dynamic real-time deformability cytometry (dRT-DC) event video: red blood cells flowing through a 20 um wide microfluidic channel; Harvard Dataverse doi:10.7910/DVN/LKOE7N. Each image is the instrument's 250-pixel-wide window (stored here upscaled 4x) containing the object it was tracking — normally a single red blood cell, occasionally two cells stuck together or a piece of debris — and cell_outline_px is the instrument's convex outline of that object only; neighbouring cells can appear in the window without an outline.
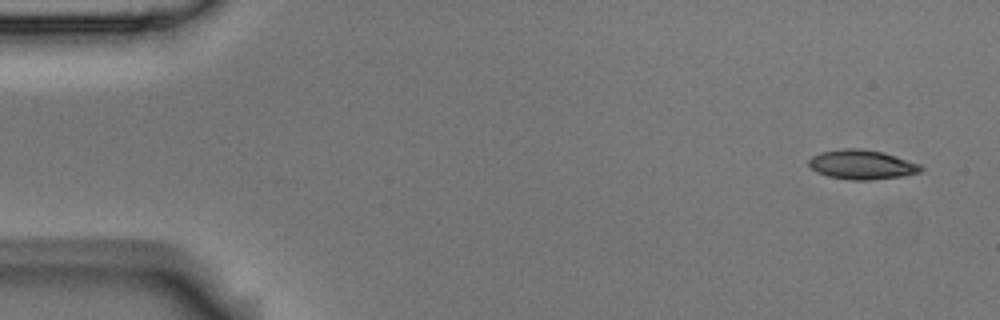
{"species": "Egyptian fruit bat (a non-hibernating species)", "species_latin": "Rousettus aegyptiacus", "temperature_condition": "room temperature", "stored_images_in_passage": 5, "camera_frame_rate_fps": 3000, "um_per_image_px": 0.085, "animal": {"sex": "male"}, "frame": {"image": 1, "passage_image": 1, "time_ms": 0.0, "image_size_px": [1000, 320], "cell_outline_px": [[924, 168], [920, 172], [900, 176], [872, 180], [852, 180], [828, 176], [816, 172], [808, 164], [808, 160], [812, 156], [820, 152], [844, 148], [860, 148], [884, 152], [920, 164]], "centroid_in_image_um": [73.24, 13.98], "position_along_channel_um": 11.8, "area_um2": 19.25}}
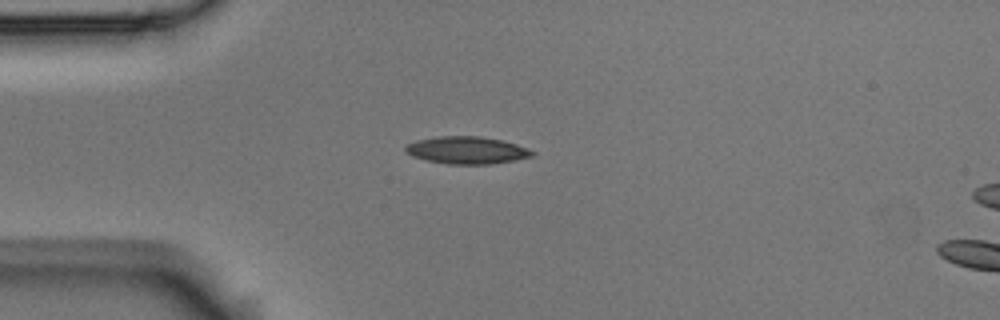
{"frame": {"image": 2, "passage_image": 4, "time_ms": 1.0, "image_size_px": [1000, 320], "cell_outline_px": [[536, 152], [532, 156], [512, 160], [488, 164], [448, 164], [428, 160], [412, 156], [404, 148], [408, 144], [416, 140], [440, 136], [480, 136], [504, 140], [528, 148]], "centroid_in_image_um": [39.7, 12.75], "position_along_channel_um": 45.3, "area_um2": 20.0}}